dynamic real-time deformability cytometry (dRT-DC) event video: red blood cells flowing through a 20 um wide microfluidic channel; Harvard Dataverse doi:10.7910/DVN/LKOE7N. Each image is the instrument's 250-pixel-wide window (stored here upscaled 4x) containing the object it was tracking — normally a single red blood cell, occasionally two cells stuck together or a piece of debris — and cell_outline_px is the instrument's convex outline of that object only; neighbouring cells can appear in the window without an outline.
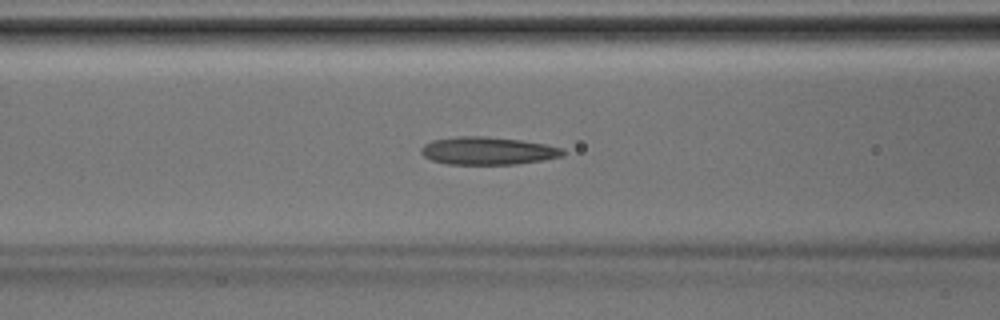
{"species": "Egyptian fruit bat (a non-hibernating species)", "species_latin": "Rousettus aegyptiacus", "temperature_condition": "room temperature", "stored_images_in_passage": 38, "segment_of_instrument_passage": [1, 2], "camera_frame_rate_fps": 3000, "um_per_image_px": 0.085, "animal": {"sex": "male"}, "frame": {"image": 1, "passage_image": 13, "time_ms": 4.0, "image_size_px": [1000, 320], "cell_outline_px": [[564, 156], [544, 160], [516, 164], [448, 164], [432, 160], [424, 156], [420, 152], [420, 148], [424, 144], [432, 140], [456, 136], [484, 136], [520, 140], [544, 144], [564, 148]], "centroid_in_image_um": [41.46, 12.82], "position_along_channel_um": 125.1, "area_um2": 23.0}}
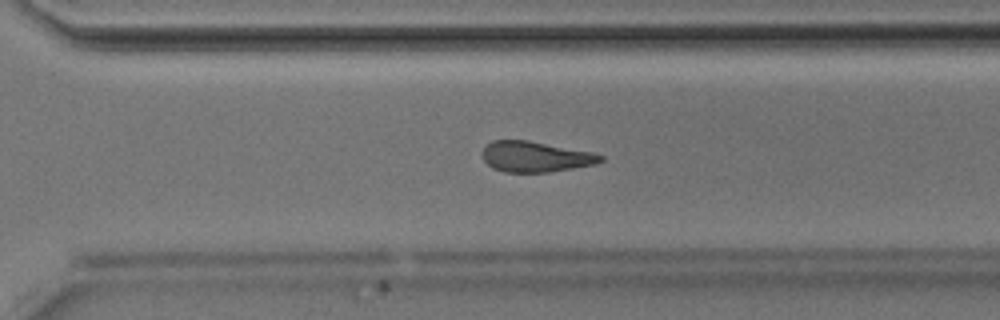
{"frame": {"image": 2, "passage_image": 25, "time_ms": 8.0, "image_size_px": [1000, 320], "cell_outline_px": [[604, 160], [596, 164], [548, 172], [504, 172], [492, 168], [484, 160], [484, 148], [492, 140], [528, 140], [592, 152], [604, 156]], "centroid_in_image_um": [45.53, 13.32], "position_along_channel_um": 325.1, "area_um2": 20.92}}
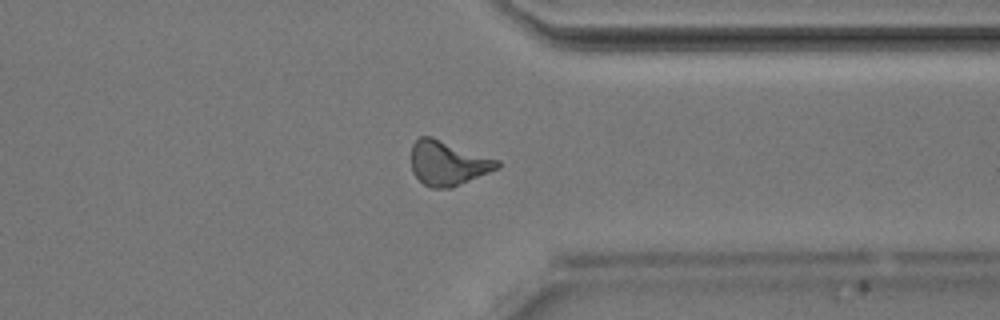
{"frame": {"image": 3, "passage_image": 28, "time_ms": 9.0, "image_size_px": [1000, 320], "cell_outline_px": [[500, 168], [452, 188], [432, 188], [424, 184], [412, 172], [412, 144], [420, 136], [432, 136], [500, 160]], "centroid_in_image_um": [38.09, 13.86], "position_along_channel_um": 373.3, "area_um2": 22.48}}